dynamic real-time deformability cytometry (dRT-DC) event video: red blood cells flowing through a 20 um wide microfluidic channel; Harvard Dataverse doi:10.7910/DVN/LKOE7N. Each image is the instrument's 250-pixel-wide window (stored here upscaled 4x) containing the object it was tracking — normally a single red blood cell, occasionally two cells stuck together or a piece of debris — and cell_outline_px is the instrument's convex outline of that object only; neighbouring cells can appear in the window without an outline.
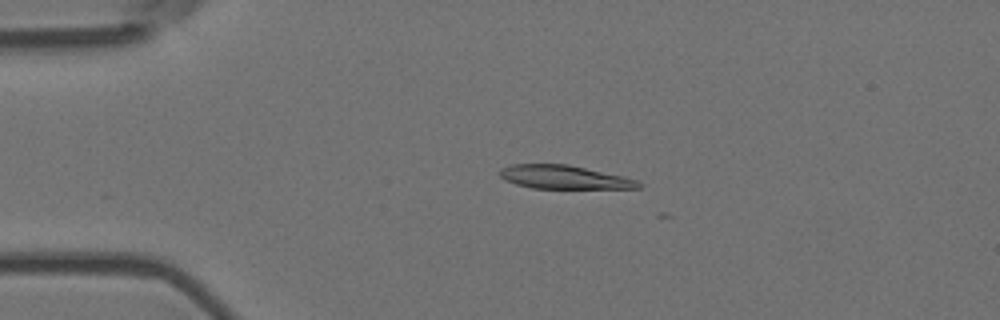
{"species": "Egyptian fruit bat (a non-hibernating species)", "species_latin": "Rousettus aegyptiacus", "temperature_condition": "room temperature", "stored_images_in_passage": 15, "camera_frame_rate_fps": 3000, "um_per_image_px": 0.085, "animal": {"sex": "female"}, "frame": {"image": 1, "passage_image": 12, "time_ms": 3.667, "image_size_px": [1000, 320], "cell_outline_px": [[644, 184], [640, 188], [532, 188], [516, 184], [504, 180], [500, 176], [500, 168], [512, 164], [568, 164], [624, 176], [636, 180]], "centroid_in_image_um": [47.95, 15.05], "position_along_channel_um": 37.1, "area_um2": 19.02}}